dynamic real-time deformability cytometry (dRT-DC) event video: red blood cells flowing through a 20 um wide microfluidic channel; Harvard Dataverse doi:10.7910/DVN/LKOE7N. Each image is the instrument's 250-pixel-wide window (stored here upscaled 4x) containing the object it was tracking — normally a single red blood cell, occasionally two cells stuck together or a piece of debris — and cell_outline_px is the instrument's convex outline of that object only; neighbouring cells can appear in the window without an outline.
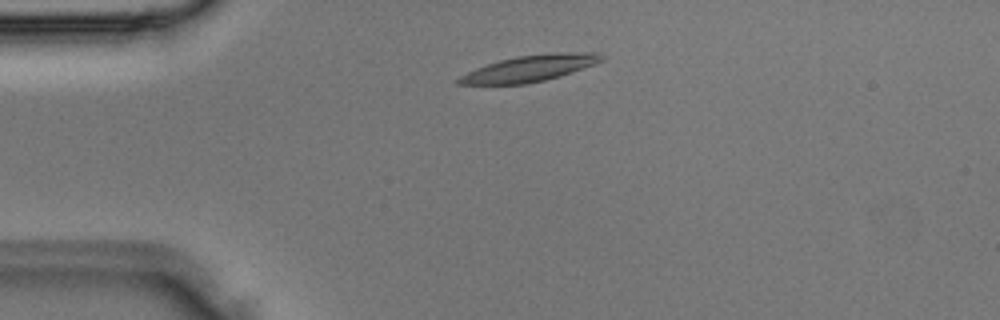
{"species": "Egyptian fruit bat (a non-hibernating species)", "species_latin": "Rousettus aegyptiacus", "temperature_condition": "room temperature", "stored_images_in_passage": 1, "camera_frame_rate_fps": 3000, "um_per_image_px": 0.085, "animal": {"sex": "male"}, "frame": {"image": 1, "passage_image": 1, "time_ms": 0.0, "image_size_px": [1000, 320], "cell_outline_px": [[608, 56], [604, 60], [572, 72], [560, 76], [544, 80], [524, 84], [456, 84], [456, 80], [460, 76], [476, 68], [500, 60], [516, 56], [552, 52], [600, 52]], "centroid_in_image_um": [45.1, 5.79], "position_along_channel_um": 39.9, "area_um2": 21.91}}